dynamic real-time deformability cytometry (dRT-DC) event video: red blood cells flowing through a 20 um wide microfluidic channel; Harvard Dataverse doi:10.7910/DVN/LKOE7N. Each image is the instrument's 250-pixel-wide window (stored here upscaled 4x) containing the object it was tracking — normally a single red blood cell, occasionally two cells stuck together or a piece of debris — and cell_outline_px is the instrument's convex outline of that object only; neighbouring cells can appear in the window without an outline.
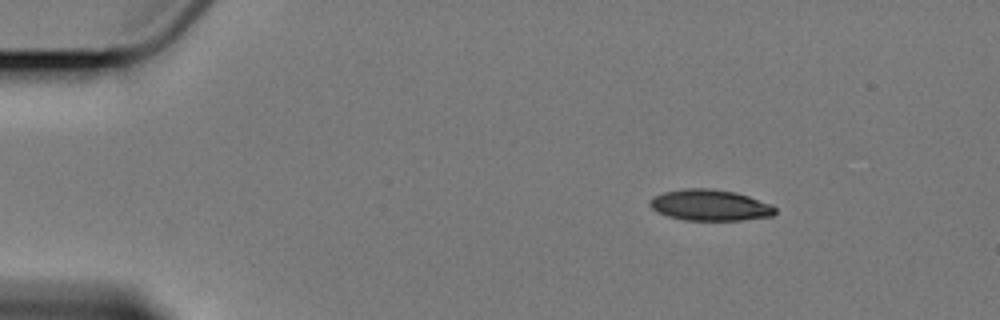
{"species": "Egyptian fruit bat (a non-hibernating species)", "species_latin": "Rousettus aegyptiacus", "temperature_condition": "cold", "stored_images_in_passage": 10, "camera_frame_rate_fps": 3000, "um_per_image_px": 0.085, "animal": {"sex": "female"}, "frame": {"image": 1, "passage_image": 1, "time_ms": 0.0, "image_size_px": [1000, 320], "cell_outline_px": [[776, 212], [772, 216], [744, 220], [684, 220], [668, 216], [656, 212], [648, 204], [652, 196], [664, 192], [684, 188], [712, 188], [736, 192], [772, 204], [776, 208]], "centroid_in_image_um": [60.34, 17.43], "position_along_channel_um": 24.7, "area_um2": 22.95}}
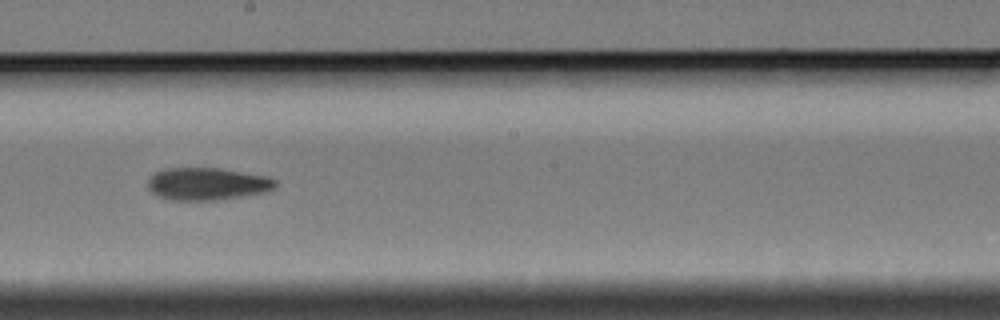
{"frame": {"image": 2, "passage_image": 7, "time_ms": 8.333, "image_size_px": [1000, 320], "cell_outline_px": [[276, 188], [264, 192], [244, 196], [216, 200], [168, 200], [156, 196], [148, 188], [148, 180], [156, 172], [164, 168], [220, 168], [268, 176], [276, 180]], "centroid_in_image_um": [17.61, 15.63], "position_along_channel_um": 230.6, "area_um2": 24.28}}
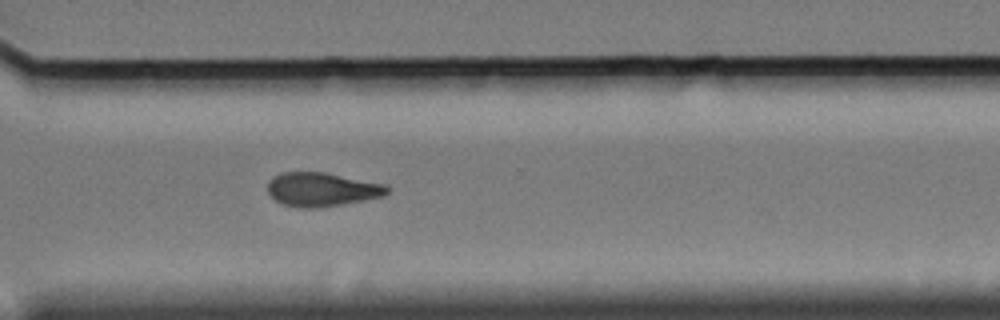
{"frame": {"image": 3, "passage_image": 10, "time_ms": 11.667, "image_size_px": [1000, 320], "cell_outline_px": [[388, 192], [384, 196], [344, 204], [316, 208], [300, 208], [284, 204], [276, 200], [268, 192], [268, 180], [272, 176], [280, 172], [324, 172], [388, 184]], "centroid_in_image_um": [27.37, 16.09], "position_along_channel_um": 343.2, "area_um2": 23.76}}